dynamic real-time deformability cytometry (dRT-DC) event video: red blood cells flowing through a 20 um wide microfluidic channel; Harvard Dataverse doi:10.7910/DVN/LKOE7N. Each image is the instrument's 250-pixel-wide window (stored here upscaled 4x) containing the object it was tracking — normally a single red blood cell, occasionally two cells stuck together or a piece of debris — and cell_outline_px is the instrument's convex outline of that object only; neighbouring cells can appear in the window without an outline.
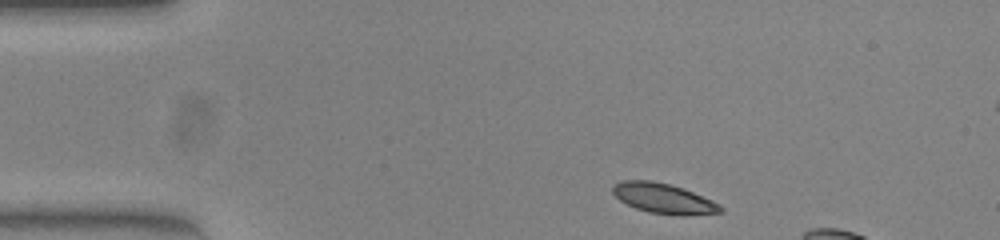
{"species": "common noctule bat (a hibernating species)", "species_latin": "Nyctalus noctula", "temperature_condition": "warm", "stored_images_in_passage": 7, "camera_frame_rate_fps": 3000, "um_per_image_px": 0.085, "animal": {"sex": "female", "body_mass_g": 23.0, "forearm_length_mm": 53.4}, "frame": {"image": 1, "passage_image": 1, "time_ms": 0.0, "image_size_px": [1000, 240], "cell_outline_px": [[724, 212], [684, 216], [648, 212], [636, 208], [620, 200], [612, 192], [612, 188], [620, 180], [652, 180], [684, 188], [712, 200], [720, 204], [724, 208]], "centroid_in_image_um": [56.45, 16.87], "position_along_channel_um": 28.6, "area_um2": 18.96}}